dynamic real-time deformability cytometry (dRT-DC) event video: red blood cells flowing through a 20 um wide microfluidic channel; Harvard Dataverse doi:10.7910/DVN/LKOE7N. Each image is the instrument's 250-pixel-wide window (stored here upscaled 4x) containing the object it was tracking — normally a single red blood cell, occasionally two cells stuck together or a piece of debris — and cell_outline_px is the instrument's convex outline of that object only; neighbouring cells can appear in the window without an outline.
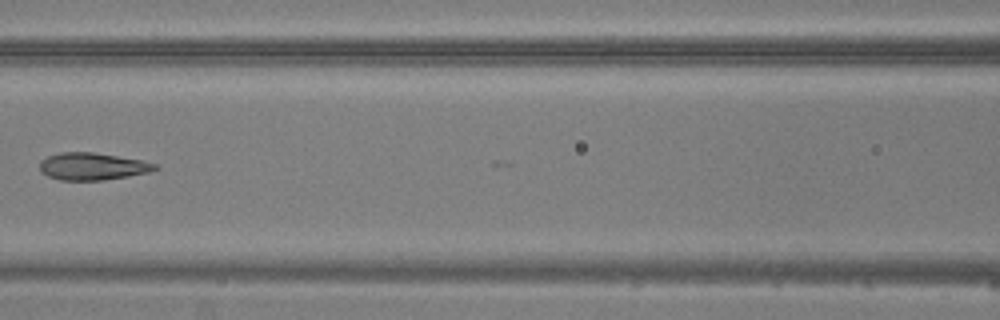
{"species": "common noctule bat (a hibernating species)", "species_latin": "Nyctalus noctula", "temperature_condition": "warm", "stored_images_in_passage": 7, "camera_frame_rate_fps": 3000, "um_per_image_px": 0.085, "animal": {"sex": "male", "body_mass_g": 20.5, "forearm_length_mm": 52.5}, "frame": {"image": 1, "passage_image": 7, "time_ms": 7.333, "image_size_px": [1000, 320], "cell_outline_px": [[160, 168], [148, 172], [128, 176], [104, 180], [60, 180], [48, 176], [40, 172], [40, 160], [48, 156], [60, 152], [92, 152], [140, 160], [156, 164]], "centroid_in_image_um": [7.82, 14.14], "position_along_channel_um": 158.8, "area_um2": 18.21}}